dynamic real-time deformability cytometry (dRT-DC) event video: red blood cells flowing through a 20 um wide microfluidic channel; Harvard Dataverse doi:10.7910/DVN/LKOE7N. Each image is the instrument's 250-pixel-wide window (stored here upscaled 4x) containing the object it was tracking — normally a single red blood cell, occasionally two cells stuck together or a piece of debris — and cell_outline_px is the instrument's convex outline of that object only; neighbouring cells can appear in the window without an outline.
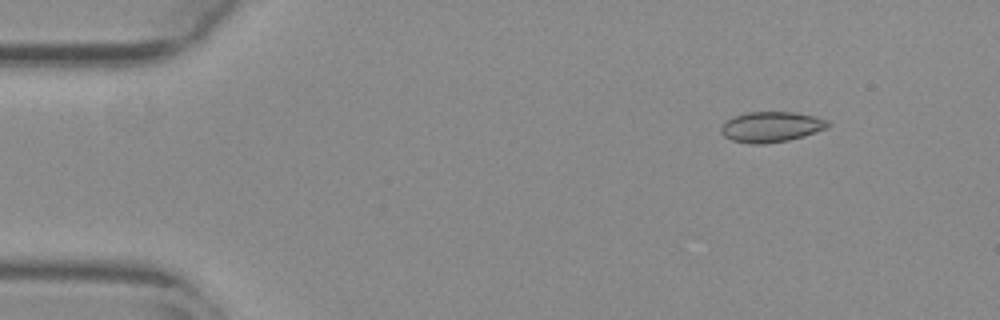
{"species": "common noctule bat (a hibernating species)", "species_latin": "Nyctalus noctula", "temperature_condition": "warm", "stored_images_in_passage": 29, "camera_frame_rate_fps": 3000, "um_per_image_px": 0.085, "animal": {"sex": "female", "body_mass_g": 29.2, "forearm_length_mm": 56.3}, "frame": {"image": 1, "passage_image": 7, "time_ms": 2.0, "image_size_px": [1000, 320], "cell_outline_px": [[832, 124], [828, 128], [804, 136], [788, 140], [764, 144], [752, 144], [732, 140], [724, 136], [720, 132], [720, 128], [724, 120], [732, 116], [748, 112], [796, 112], [816, 116], [828, 120]], "centroid_in_image_um": [65.56, 10.77], "position_along_channel_um": 19.4, "area_um2": 19.31}}
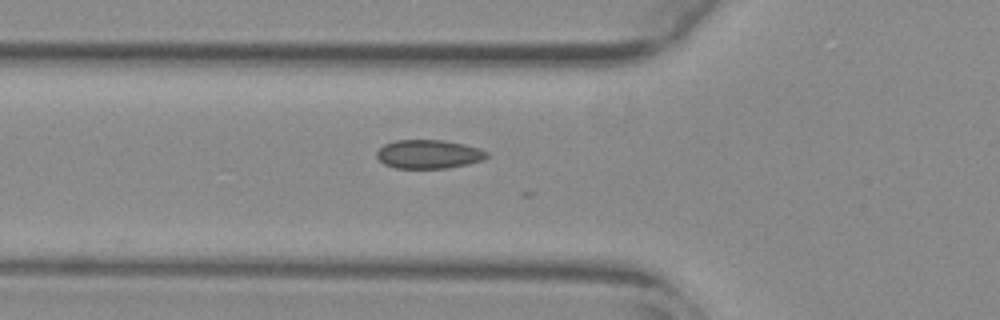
{"frame": {"image": 2, "passage_image": 20, "time_ms": 6.333, "image_size_px": [1000, 320], "cell_outline_px": [[488, 156], [484, 160], [468, 164], [448, 168], [396, 168], [384, 164], [376, 156], [376, 152], [384, 144], [396, 140], [444, 140], [464, 144], [480, 148], [488, 152]], "centroid_in_image_um": [36.46, 13.1], "position_along_channel_um": 89.3, "area_um2": 18.55}}
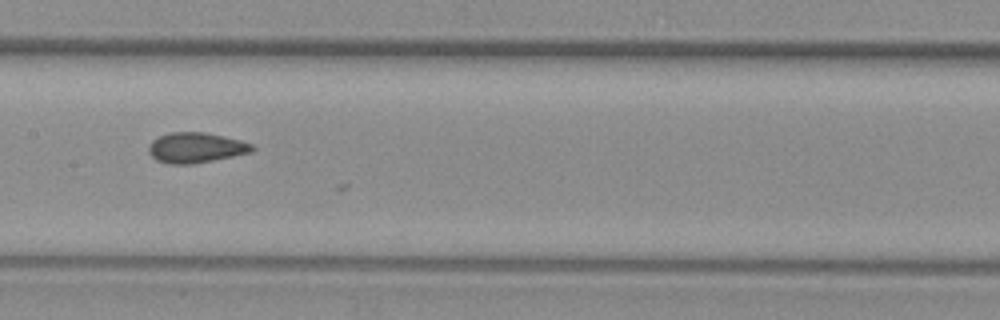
{"frame": {"image": 3, "passage_image": 28, "time_ms": 9.0, "image_size_px": [1000, 320], "cell_outline_px": [[256, 148], [252, 152], [192, 164], [168, 164], [156, 160], [148, 152], [148, 148], [152, 140], [168, 132], [204, 132], [224, 136], [240, 140], [252, 144]], "centroid_in_image_um": [16.63, 12.55], "position_along_channel_um": 190.8, "area_um2": 18.26}}